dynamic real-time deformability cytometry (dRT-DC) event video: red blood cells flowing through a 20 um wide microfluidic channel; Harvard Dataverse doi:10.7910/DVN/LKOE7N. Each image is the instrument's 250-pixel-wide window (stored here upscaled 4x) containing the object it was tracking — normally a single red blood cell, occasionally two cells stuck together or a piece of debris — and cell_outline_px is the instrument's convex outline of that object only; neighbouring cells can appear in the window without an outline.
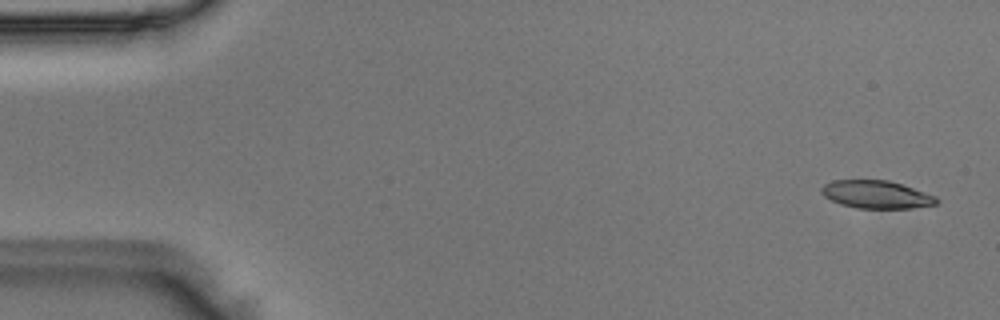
{"species": "Egyptian fruit bat (a non-hibernating species)", "species_latin": "Rousettus aegyptiacus", "temperature_condition": "room temperature", "stored_images_in_passage": 50, "camera_frame_rate_fps": 3000, "um_per_image_px": 0.085, "animal": {"sex": "male"}, "frame": {"image": 1, "passage_image": 2, "time_ms": 0.333, "image_size_px": [1000, 320], "cell_outline_px": [[940, 200], [936, 204], [908, 208], [856, 208], [840, 204], [824, 196], [820, 192], [820, 188], [824, 184], [832, 180], [888, 180], [936, 196]], "centroid_in_image_um": [74.45, 16.53], "position_along_channel_um": 10.6, "area_um2": 18.55}}
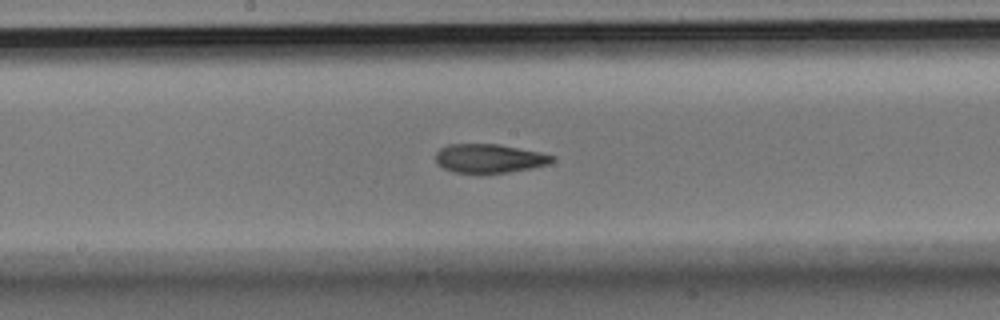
{"frame": {"image": 2, "passage_image": 26, "time_ms": 8.333, "image_size_px": [1000, 320], "cell_outline_px": [[556, 160], [548, 164], [532, 168], [508, 172], [480, 176], [452, 172], [436, 164], [436, 152], [440, 148], [448, 144], [500, 144], [540, 152], [556, 156]], "centroid_in_image_um": [41.57, 13.5], "position_along_channel_um": 206.6, "area_um2": 20.4}}
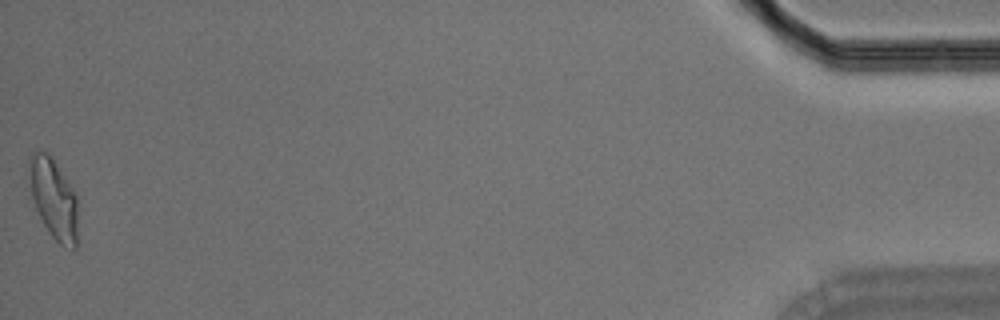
{"frame": {"image": 3, "passage_image": 50, "time_ms": 16.333, "image_size_px": [1000, 320], "cell_outline_px": [[76, 248], [64, 248], [48, 232], [36, 208], [32, 196], [28, 160], [32, 152], [48, 152], [76, 192]], "centroid_in_image_um": [4.56, 16.88], "position_along_channel_um": 430.6, "area_um2": 22.43}}